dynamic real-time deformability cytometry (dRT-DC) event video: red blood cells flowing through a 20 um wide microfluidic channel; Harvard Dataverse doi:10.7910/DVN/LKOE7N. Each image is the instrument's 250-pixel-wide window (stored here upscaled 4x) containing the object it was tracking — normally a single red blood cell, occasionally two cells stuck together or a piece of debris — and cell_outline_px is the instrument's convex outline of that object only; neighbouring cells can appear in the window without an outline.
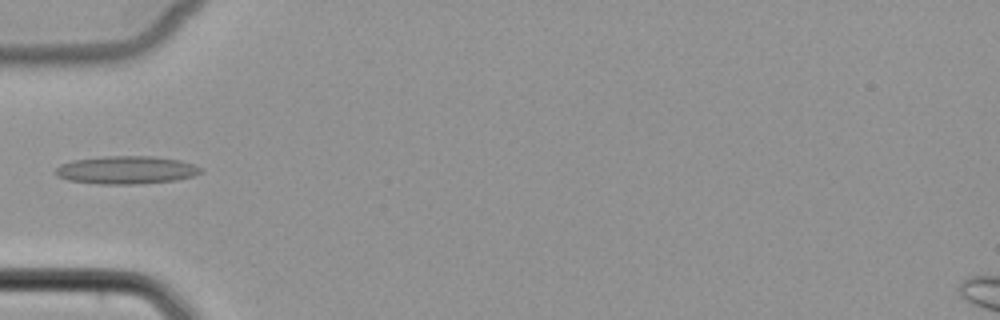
{"species": "common noctule bat (a hibernating species)", "species_latin": "Nyctalus noctula", "temperature_condition": "cold", "stored_images_in_passage": 5, "camera_frame_rate_fps": 3000, "um_per_image_px": 0.085, "animal": {"sex": "female", "body_mass_g": 22.7, "forearm_length_mm": 54.2}, "frame": {"image": 1, "passage_image": 5, "time_ms": 5.333, "image_size_px": [1000, 320], "cell_outline_px": [[204, 172], [192, 176], [176, 180], [136, 184], [96, 184], [68, 180], [56, 176], [56, 168], [60, 164], [72, 160], [104, 156], [152, 156], [180, 160], [204, 168]], "centroid_in_image_um": [10.74, 14.45], "position_along_channel_um": 74.3, "area_um2": 23.81}}